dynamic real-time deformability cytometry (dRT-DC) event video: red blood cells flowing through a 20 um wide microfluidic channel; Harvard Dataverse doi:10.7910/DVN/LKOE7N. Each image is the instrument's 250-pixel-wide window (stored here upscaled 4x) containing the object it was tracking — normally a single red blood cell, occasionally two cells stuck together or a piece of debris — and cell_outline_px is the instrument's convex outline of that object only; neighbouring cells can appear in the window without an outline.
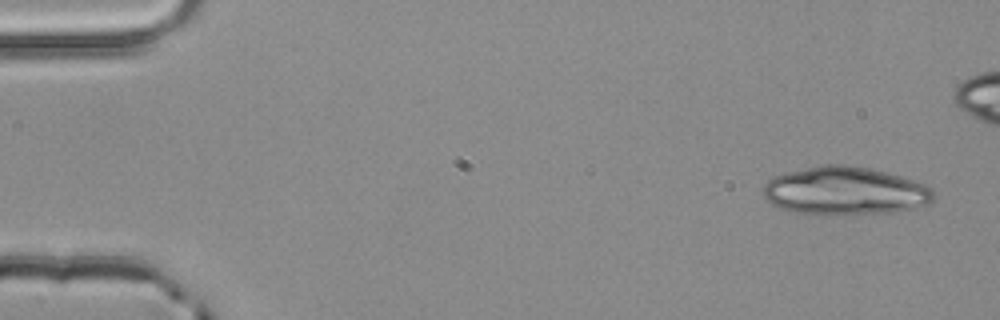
{"species": "common noctule bat (a hibernating species)", "species_latin": "Nyctalus noctula", "temperature_condition": "room temperature", "stored_images_in_passage": 3, "camera_frame_rate_fps": 3000, "um_per_image_px": 0.085, "animal": {"sex": "male", "body_mass_g": 20.4}, "frame": {"image": 1, "passage_image": 1, "time_ms": 0.0, "image_size_px": [1000, 320], "cell_outline_px": [[936, 196], [928, 204], [912, 208], [888, 212], [788, 212], [772, 204], [764, 196], [764, 184], [772, 176], [784, 172], [824, 164], [844, 164], [868, 168], [900, 176], [924, 184], [932, 188]], "centroid_in_image_um": [71.8, 16.18], "position_along_channel_um": 13.2, "area_um2": 46.76}}